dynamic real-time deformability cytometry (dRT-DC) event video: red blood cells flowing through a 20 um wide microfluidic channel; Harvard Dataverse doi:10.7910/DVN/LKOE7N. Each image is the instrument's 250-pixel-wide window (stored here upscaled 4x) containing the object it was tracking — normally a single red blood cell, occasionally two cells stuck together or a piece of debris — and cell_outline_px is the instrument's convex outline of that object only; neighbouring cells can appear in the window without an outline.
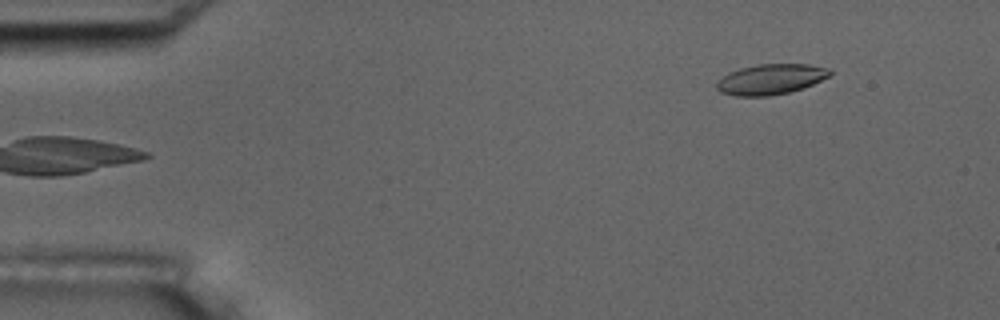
{"species": "common noctule bat (a hibernating species)", "species_latin": "Nyctalus noctula", "temperature_condition": "room temperature", "stored_images_in_passage": 6, "segment_of_instrument_passage": [2, 2], "camera_frame_rate_fps": 3000, "um_per_image_px": 0.085, "animal": {"sex": "male", "body_mass_g": 17.5, "forearm_length_mm": 52.3}, "frame": {"image": 1, "passage_image": 6, "time_ms": 5.667, "image_size_px": [1000, 320], "cell_outline_px": [[832, 72], [828, 76], [804, 88], [788, 92], [768, 96], [736, 96], [720, 92], [716, 88], [716, 84], [728, 72], [740, 68], [760, 64], [808, 64], [828, 68]], "centroid_in_image_um": [65.5, 6.74], "position_along_channel_um": 19.5, "area_um2": 19.88}}